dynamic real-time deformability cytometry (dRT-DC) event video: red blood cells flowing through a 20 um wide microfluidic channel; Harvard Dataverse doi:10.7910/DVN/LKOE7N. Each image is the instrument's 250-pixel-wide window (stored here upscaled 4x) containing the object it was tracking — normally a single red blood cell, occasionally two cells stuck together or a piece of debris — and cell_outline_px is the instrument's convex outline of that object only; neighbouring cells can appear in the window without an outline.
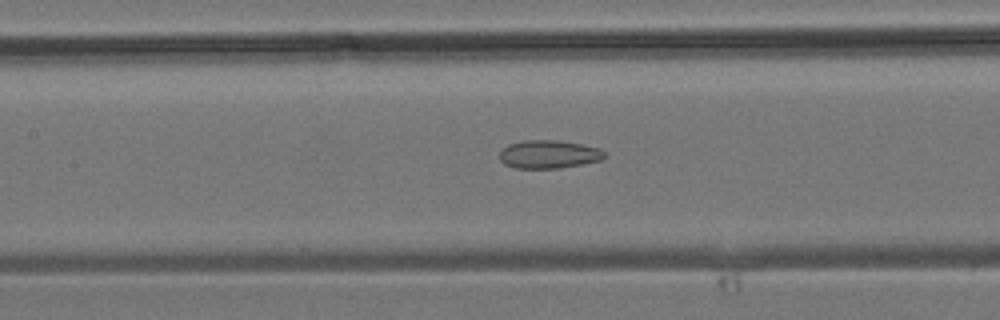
{"species": "common noctule bat (a hibernating species)", "species_latin": "Nyctalus noctula", "temperature_condition": "room temperature", "stored_images_in_passage": 26, "camera_frame_rate_fps": 3000, "um_per_image_px": 0.085, "animal": {"sex": "male", "body_mass_g": 19.2, "forearm_length_mm": 51.8}, "frame": {"image": 1, "passage_image": 10, "time_ms": 3.0, "image_size_px": [1000, 320], "cell_outline_px": [[608, 156], [600, 160], [560, 168], [516, 168], [504, 164], [500, 160], [500, 152], [508, 144], [524, 140], [556, 140], [580, 144], [600, 148]], "centroid_in_image_um": [46.64, 13.11], "position_along_channel_um": 160.8, "area_um2": 17.17}}
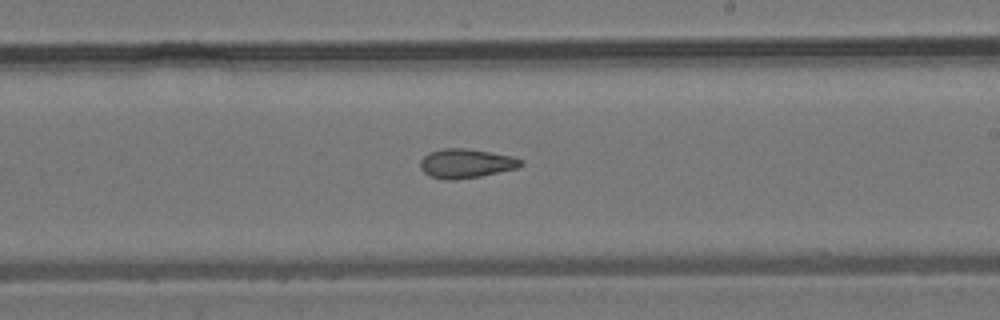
{"frame": {"image": 2, "passage_image": 15, "time_ms": 4.667, "image_size_px": [1000, 320], "cell_outline_px": [[524, 164], [516, 168], [480, 176], [456, 180], [444, 180], [432, 176], [424, 172], [420, 168], [420, 160], [424, 156], [432, 152], [444, 148], [464, 148], [512, 156], [524, 160]], "centroid_in_image_um": [39.62, 13.9], "position_along_channel_um": 249.4, "area_um2": 16.94}}
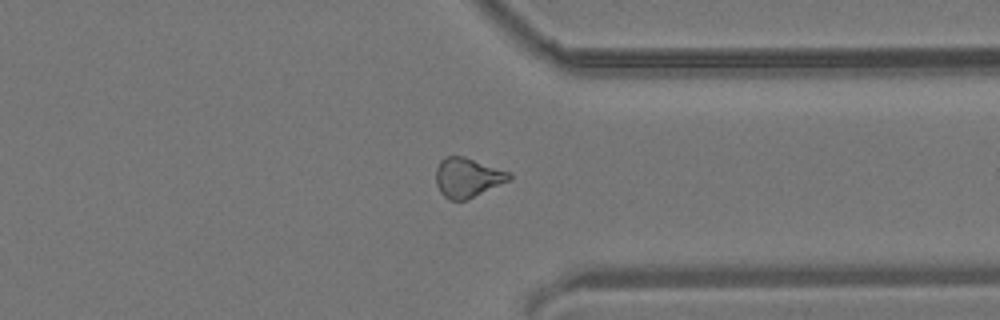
{"frame": {"image": 3, "passage_image": 22, "time_ms": 7.0, "image_size_px": [1000, 320], "cell_outline_px": [[512, 176], [508, 180], [468, 200], [448, 200], [440, 192], [436, 184], [436, 168], [440, 160], [444, 156], [464, 156], [512, 172]], "centroid_in_image_um": [39.72, 15.08], "position_along_channel_um": 371.7, "area_um2": 16.99}}